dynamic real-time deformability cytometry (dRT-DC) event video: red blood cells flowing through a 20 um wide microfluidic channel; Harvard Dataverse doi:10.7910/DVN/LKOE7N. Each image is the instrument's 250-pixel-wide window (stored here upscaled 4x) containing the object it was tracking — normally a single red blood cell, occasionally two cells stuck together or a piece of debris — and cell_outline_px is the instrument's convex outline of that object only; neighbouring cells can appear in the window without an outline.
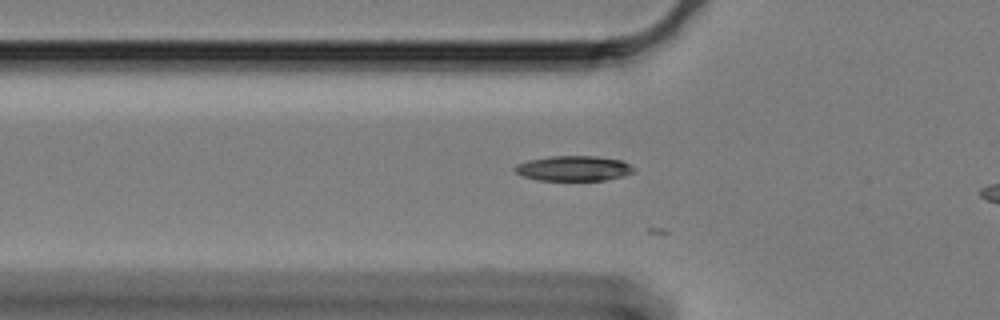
{"species": "Egyptian fruit bat (a non-hibernating species)", "species_latin": "Rousettus aegyptiacus", "temperature_condition": "cold", "stored_images_in_passage": 16, "camera_frame_rate_fps": 3000, "um_per_image_px": 0.085, "animal": {"sex": "female"}, "frame": {"image": 1, "passage_image": 13, "time_ms": 4.0, "image_size_px": [1000, 320], "cell_outline_px": [[636, 172], [624, 176], [604, 180], [536, 180], [524, 176], [516, 172], [512, 168], [516, 164], [528, 160], [552, 156], [596, 156], [620, 160], [636, 168]], "centroid_in_image_um": [48.77, 14.31], "position_along_channel_um": 77.0, "area_um2": 17.46}}